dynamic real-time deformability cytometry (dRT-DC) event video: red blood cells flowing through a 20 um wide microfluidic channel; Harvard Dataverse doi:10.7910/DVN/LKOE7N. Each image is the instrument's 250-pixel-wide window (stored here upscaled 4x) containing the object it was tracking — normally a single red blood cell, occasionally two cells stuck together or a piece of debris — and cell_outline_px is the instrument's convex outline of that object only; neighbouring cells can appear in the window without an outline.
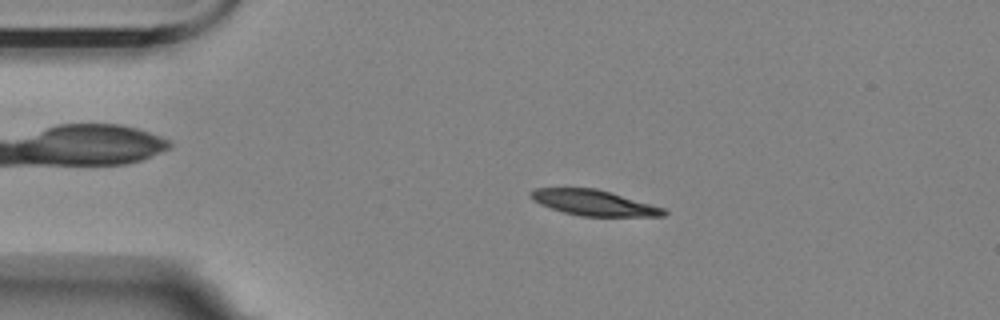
{"species": "Egyptian fruit bat (a non-hibernating species)", "species_latin": "Rousettus aegyptiacus", "temperature_condition": "room temperature", "stored_images_in_passage": 55, "camera_frame_rate_fps": 3000, "um_per_image_px": 0.085, "animal": {"sex": "female"}, "frame": {"image": 1, "passage_image": 10, "time_ms": 3.0, "image_size_px": [1000, 320], "cell_outline_px": [[668, 212], [664, 216], [580, 216], [564, 212], [540, 204], [532, 200], [528, 192], [536, 188], [596, 188], [664, 208]], "centroid_in_image_um": [50.44, 17.23], "position_along_channel_um": 34.6, "area_um2": 19.59}}
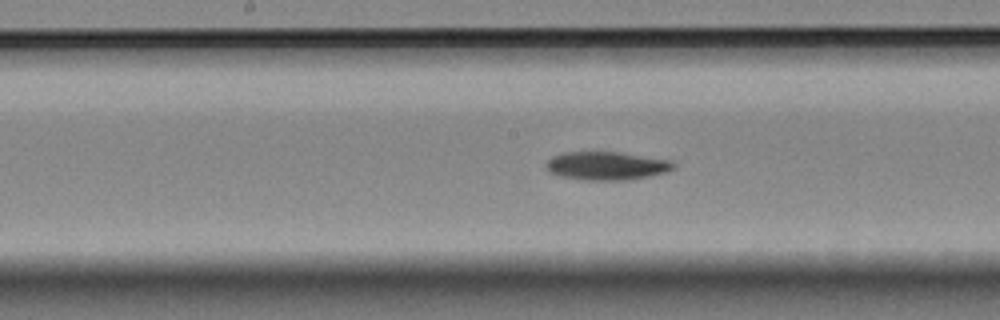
{"frame": {"image": 2, "passage_image": 27, "time_ms": 8.667, "image_size_px": [1000, 320], "cell_outline_px": [[676, 168], [664, 172], [648, 176], [628, 180], [584, 180], [560, 176], [548, 172], [548, 160], [552, 156], [564, 152], [616, 152], [668, 160], [676, 164]], "centroid_in_image_um": [51.54, 14.1], "position_along_channel_um": 196.7, "area_um2": 20.75}}
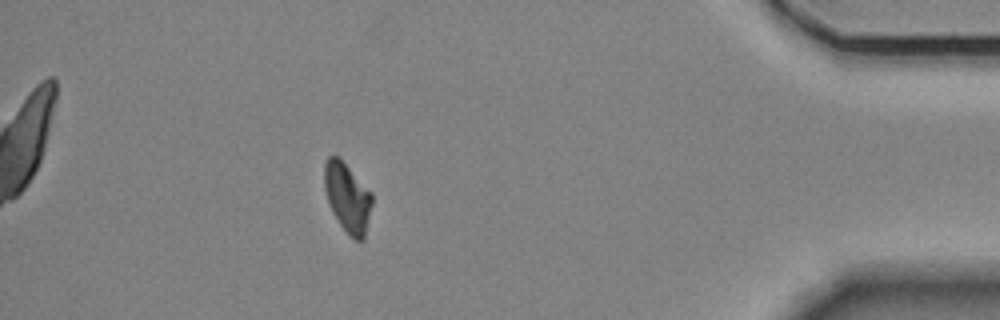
{"frame": {"image": 3, "passage_image": 49, "time_ms": 16.0, "image_size_px": [1000, 320], "cell_outline_px": [[372, 204], [364, 240], [360, 244], [340, 224], [332, 212], [328, 204], [324, 188], [324, 164], [328, 156], [340, 156], [372, 192]], "centroid_in_image_um": [29.53, 16.75], "position_along_channel_um": 405.7, "area_um2": 19.54}, "authors_computed_cell_mechanics": {"area_um2": 20.4034, "velocity_mm_per_s": 3.5062, "shape_relaxation_time_tau1_ms": 9.0319, "shape_relaxation_time_tau2_ms": 6.5873, "deformation_change_tau1": 0.2009, "deformation_change_tau2": 0.1097}}